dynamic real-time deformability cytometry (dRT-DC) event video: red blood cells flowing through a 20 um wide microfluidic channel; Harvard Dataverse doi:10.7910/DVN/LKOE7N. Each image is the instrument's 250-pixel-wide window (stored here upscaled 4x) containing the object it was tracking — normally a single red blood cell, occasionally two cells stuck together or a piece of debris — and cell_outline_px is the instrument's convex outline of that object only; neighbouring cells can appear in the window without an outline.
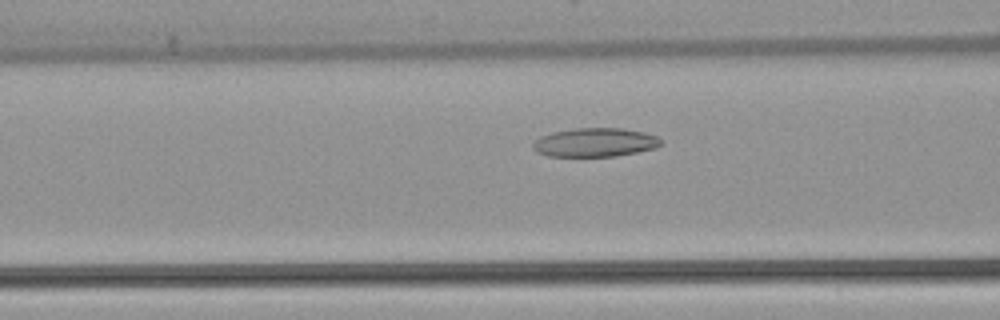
{"species": "common noctule bat (a hibernating species)", "species_latin": "Nyctalus noctula", "temperature_condition": "warm", "stored_images_in_passage": 31, "camera_frame_rate_fps": 3000, "um_per_image_px": 0.085, "animal": {"sex": "female", "body_mass_g": 22.7, "forearm_length_mm": 54.2}, "frame": {"image": 1, "passage_image": 10, "time_ms": 3.0, "image_size_px": [1000, 320], "cell_outline_px": [[660, 144], [656, 148], [616, 156], [548, 156], [536, 152], [532, 148], [532, 144], [540, 136], [552, 132], [576, 128], [624, 128], [644, 132], [656, 136], [660, 140]], "centroid_in_image_um": [50.55, 12.1], "position_along_channel_um": 116.1, "area_um2": 21.44}}
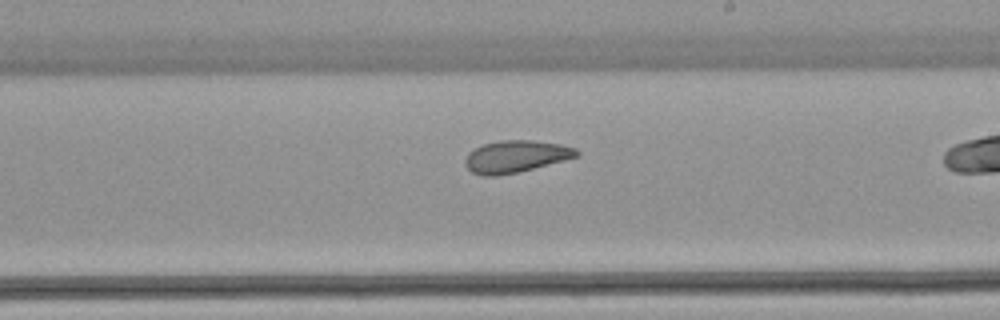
{"frame": {"image": 2, "passage_image": 20, "time_ms": 6.333, "image_size_px": [1000, 320], "cell_outline_px": [[580, 156], [516, 172], [496, 176], [484, 176], [472, 172], [464, 164], [464, 160], [468, 152], [484, 144], [500, 140], [532, 140], [560, 144], [576, 148], [580, 152]], "centroid_in_image_um": [43.84, 13.29], "position_along_channel_um": 245.2, "area_um2": 20.69}}
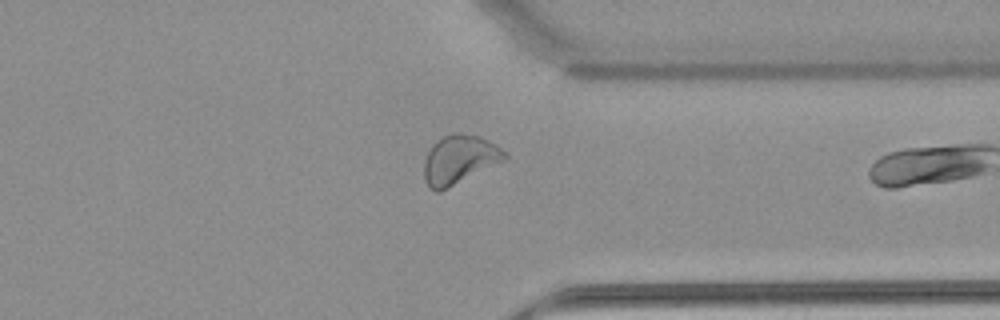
{"frame": {"image": 3, "passage_image": 30, "time_ms": 9.667, "image_size_px": [1000, 320], "cell_outline_px": [[508, 160], [440, 192], [436, 192], [424, 180], [424, 160], [432, 144], [444, 136], [452, 132], [460, 132], [480, 136], [508, 152]], "centroid_in_image_um": [39.09, 13.56], "position_along_channel_um": 372.3, "area_um2": 23.35}}